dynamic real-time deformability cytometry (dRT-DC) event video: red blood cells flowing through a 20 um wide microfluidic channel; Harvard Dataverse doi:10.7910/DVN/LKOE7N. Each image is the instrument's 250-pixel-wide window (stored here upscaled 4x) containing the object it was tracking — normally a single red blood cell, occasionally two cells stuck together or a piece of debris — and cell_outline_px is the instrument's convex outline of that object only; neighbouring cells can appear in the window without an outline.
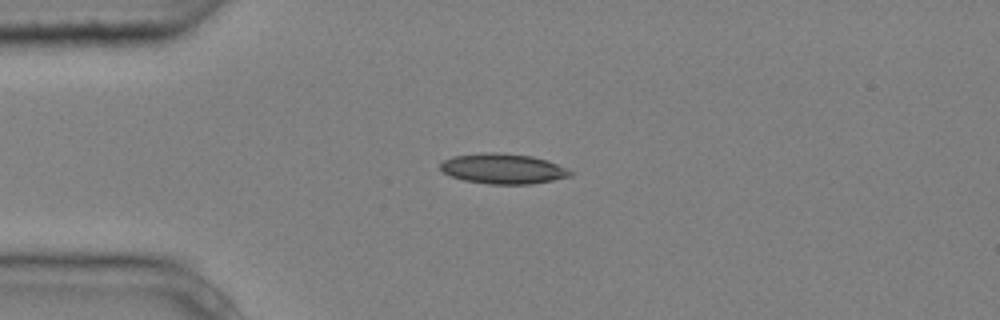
{"species": "common noctule bat (a hibernating species)", "species_latin": "Nyctalus noctula", "temperature_condition": "cold", "stored_images_in_passage": 1, "camera_frame_rate_fps": 3000, "um_per_image_px": 0.085, "animal": {"sex": "male", "body_mass_g": 20.4}, "frame": {"image": 1, "passage_image": 1, "time_ms": 0.0, "image_size_px": [1000, 320], "cell_outline_px": [[576, 172], [572, 176], [532, 184], [488, 184], [464, 180], [452, 176], [444, 172], [440, 168], [440, 164], [444, 160], [452, 156], [484, 152], [500, 152], [532, 156], [548, 160], [568, 168]], "centroid_in_image_um": [42.81, 14.33], "position_along_channel_um": 42.2, "area_um2": 23.12}}